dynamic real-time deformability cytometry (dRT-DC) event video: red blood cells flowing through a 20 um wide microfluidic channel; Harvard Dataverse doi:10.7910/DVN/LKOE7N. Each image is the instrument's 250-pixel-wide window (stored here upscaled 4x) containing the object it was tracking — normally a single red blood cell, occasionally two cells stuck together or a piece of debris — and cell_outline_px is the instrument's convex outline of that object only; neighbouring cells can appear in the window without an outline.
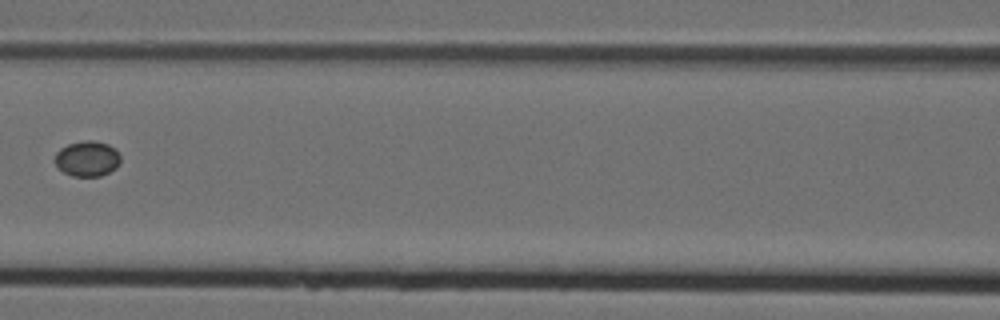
{"species": "Egyptian fruit bat (a non-hibernating species)", "species_latin": "Rousettus aegyptiacus", "temperature_condition": "cold", "stored_images_in_passage": 7, "camera_frame_rate_fps": 3000, "um_per_image_px": 0.085, "animal": {"sex": "female"}, "frame": {"image": 1, "passage_image": 7, "time_ms": 2.0, "image_size_px": [1000, 320], "cell_outline_px": [[120, 160], [116, 168], [100, 176], [72, 176], [64, 172], [56, 164], [56, 152], [60, 148], [68, 144], [84, 140], [92, 140], [108, 144], [120, 156]], "centroid_in_image_um": [7.41, 13.48], "position_along_channel_um": 159.2, "area_um2": 13.29}}